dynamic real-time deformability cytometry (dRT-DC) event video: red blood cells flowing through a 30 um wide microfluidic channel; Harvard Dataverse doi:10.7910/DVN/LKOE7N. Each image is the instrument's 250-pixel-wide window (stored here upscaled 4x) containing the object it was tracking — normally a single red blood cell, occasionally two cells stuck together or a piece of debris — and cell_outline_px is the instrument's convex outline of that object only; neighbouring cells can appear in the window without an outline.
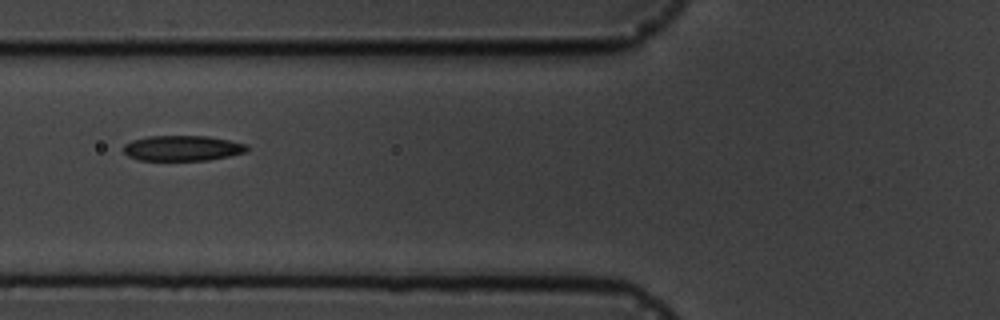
{"species": "common noctule bat (a hibernating species)", "species_latin": "Nyctalus noctula", "temperature_condition": "cold", "stored_images_in_passage": 8, "camera_frame_rate_fps": 3000, "um_per_image_px": 0.085, "animal": {"sex": "male", "body_mass_g": 19.5, "forearm_length_mm": 54.6}, "frame": {"image": 1, "passage_image": 6, "time_ms": 6.667, "image_size_px": [1000, 320], "cell_outline_px": [[248, 152], [208, 160], [140, 160], [128, 156], [124, 152], [124, 144], [132, 140], [148, 136], [208, 136], [248, 144]], "centroid_in_image_um": [15.53, 12.59], "position_along_channel_um": 110.3, "area_um2": 18.26}}
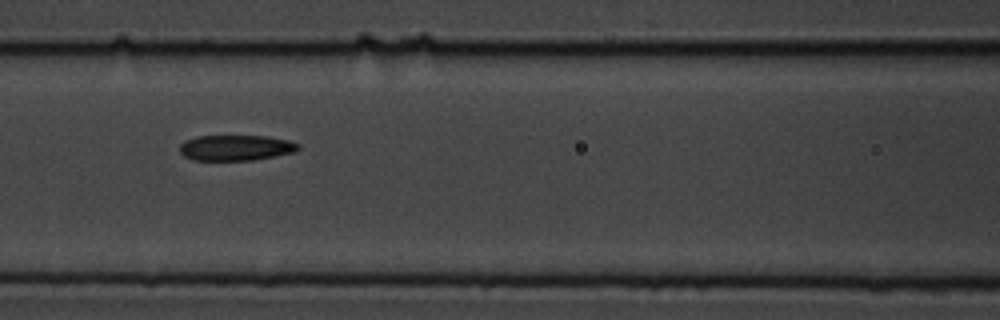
{"frame": {"image": 2, "passage_image": 7, "time_ms": 7.667, "image_size_px": [1000, 320], "cell_outline_px": [[300, 148], [296, 152], [252, 160], [192, 160], [184, 156], [180, 152], [180, 144], [184, 140], [196, 136], [268, 136], [288, 140], [300, 144]], "centroid_in_image_um": [20.04, 12.55], "position_along_channel_um": 146.6, "area_um2": 17.8}}
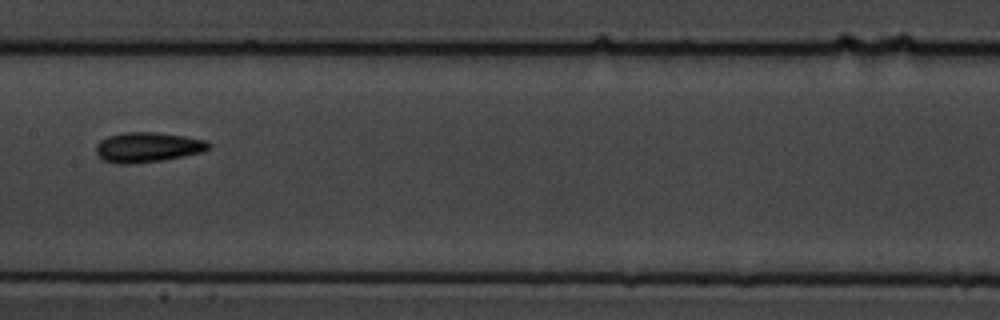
{"frame": {"image": 3, "passage_image": 8, "time_ms": 9.0, "image_size_px": [1000, 320], "cell_outline_px": [[212, 148], [200, 152], [184, 156], [160, 160], [132, 164], [116, 164], [104, 160], [96, 152], [96, 144], [100, 140], [108, 136], [120, 132], [156, 132], [184, 136], [208, 140], [212, 144]], "centroid_in_image_um": [12.57, 12.5], "position_along_channel_um": 194.8, "area_um2": 19.83}}